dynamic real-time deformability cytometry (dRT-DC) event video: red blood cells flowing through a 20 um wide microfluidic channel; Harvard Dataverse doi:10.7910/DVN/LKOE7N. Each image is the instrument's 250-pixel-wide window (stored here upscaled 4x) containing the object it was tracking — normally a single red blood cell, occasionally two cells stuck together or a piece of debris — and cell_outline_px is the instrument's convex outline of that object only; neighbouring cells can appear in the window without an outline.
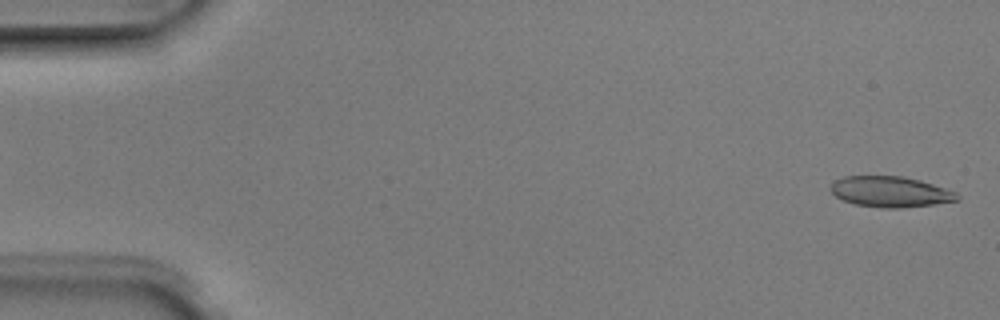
{"species": "Egyptian fruit bat (a non-hibernating species)", "species_latin": "Rousettus aegyptiacus", "temperature_condition": "room temperature", "stored_images_in_passage": 4, "segment_of_instrument_passage": [2, 2], "camera_frame_rate_fps": 3000, "um_per_image_px": 0.085, "animal": {"sex": "male"}, "frame": {"image": 1, "passage_image": 4, "time_ms": 1.0, "image_size_px": [1000, 320], "cell_outline_px": [[960, 200], [932, 204], [900, 208], [880, 208], [856, 204], [844, 200], [836, 196], [832, 192], [832, 184], [836, 180], [844, 176], [904, 176], [920, 180], [956, 192], [960, 196]], "centroid_in_image_um": [75.71, 16.3], "position_along_channel_um": 9.3, "area_um2": 22.43}}